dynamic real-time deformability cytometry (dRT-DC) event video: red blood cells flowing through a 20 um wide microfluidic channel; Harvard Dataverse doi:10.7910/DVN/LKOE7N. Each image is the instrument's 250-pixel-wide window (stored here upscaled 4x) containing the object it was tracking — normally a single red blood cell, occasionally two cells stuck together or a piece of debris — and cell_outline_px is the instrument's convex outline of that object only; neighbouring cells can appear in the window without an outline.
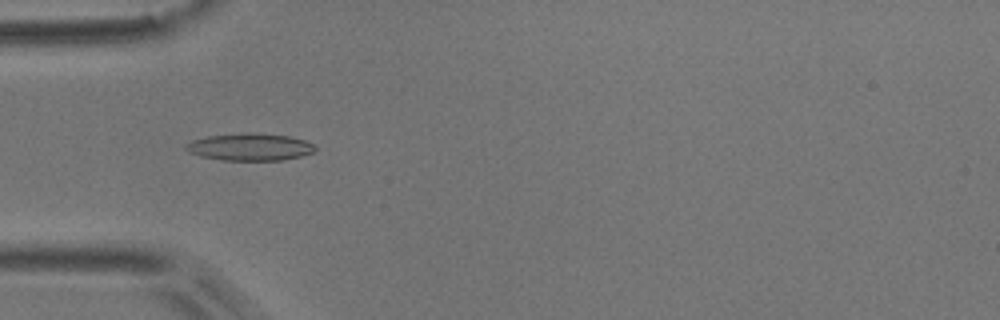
{"species": "common noctule bat (a hibernating species)", "species_latin": "Nyctalus noctula", "temperature_condition": "room temperature", "stored_images_in_passage": 5, "camera_frame_rate_fps": 3000, "um_per_image_px": 0.085, "animal": {"sex": "male", "body_mass_g": 17.9}, "frame": {"image": 1, "passage_image": 4, "time_ms": 1.0, "image_size_px": [1000, 320], "cell_outline_px": [[316, 148], [312, 152], [300, 156], [284, 160], [224, 160], [200, 156], [188, 152], [184, 148], [184, 144], [192, 140], [208, 136], [244, 132], [252, 132], [288, 136], [304, 140], [312, 144]], "centroid_in_image_um": [21.19, 12.48], "position_along_channel_um": 63.8, "area_um2": 20.52}}
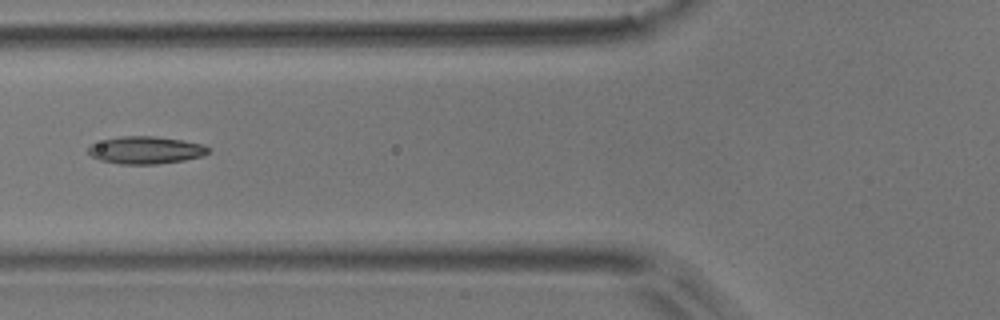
{"frame": {"image": 2, "passage_image": 5, "time_ms": 1.333, "image_size_px": [1000, 320], "cell_outline_px": [[208, 152], [204, 156], [184, 160], [156, 164], [120, 164], [100, 160], [92, 156], [88, 152], [88, 144], [120, 136], [152, 136], [184, 140], [204, 144], [208, 148]], "centroid_in_image_um": [12.38, 12.76], "position_along_channel_um": 113.4, "area_um2": 19.25}}